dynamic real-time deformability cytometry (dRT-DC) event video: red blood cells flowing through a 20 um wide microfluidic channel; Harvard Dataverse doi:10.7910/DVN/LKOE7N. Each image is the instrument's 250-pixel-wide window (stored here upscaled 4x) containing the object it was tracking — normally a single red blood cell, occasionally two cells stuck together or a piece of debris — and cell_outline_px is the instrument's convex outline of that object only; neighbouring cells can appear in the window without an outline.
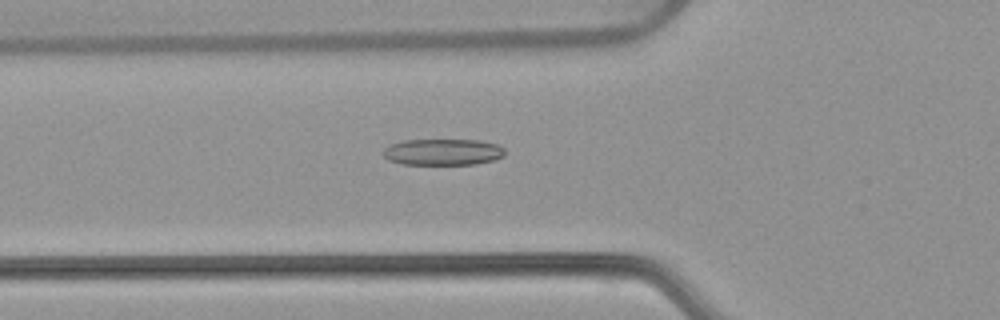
{"species": "common noctule bat (a hibernating species)", "species_latin": "Nyctalus noctula", "temperature_condition": "warm", "stored_images_in_passage": 52, "camera_frame_rate_fps": 3000, "um_per_image_px": 0.085, "animal": {"sex": "female", "body_mass_g": 22.7, "forearm_length_mm": 54.2}, "frame": {"image": 1, "passage_image": 17, "time_ms": 5.333, "image_size_px": [1000, 320], "cell_outline_px": [[504, 156], [496, 160], [476, 164], [404, 164], [388, 160], [384, 156], [384, 148], [388, 144], [400, 140], [480, 140], [500, 144], [504, 148]], "centroid_in_image_um": [37.67, 12.91], "position_along_channel_um": 88.1, "area_um2": 18.96}}
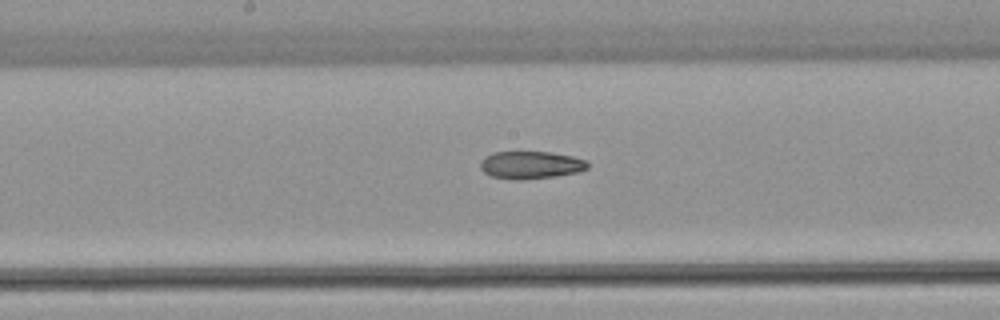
{"frame": {"image": 2, "passage_image": 26, "time_ms": 8.333, "image_size_px": [1000, 320], "cell_outline_px": [[588, 168], [580, 172], [556, 176], [520, 180], [512, 180], [492, 176], [484, 172], [480, 168], [480, 160], [484, 156], [492, 152], [552, 152], [572, 156], [588, 160]], "centroid_in_image_um": [45.11, 14.02], "position_along_channel_um": 203.1, "area_um2": 17.51}}
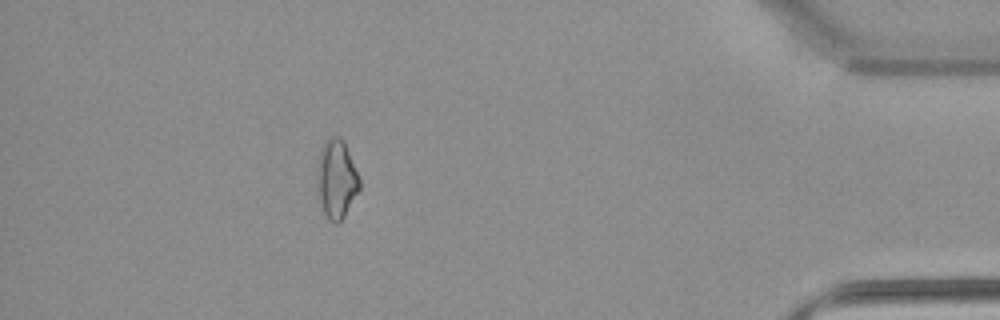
{"frame": {"image": 3, "passage_image": 46, "time_ms": 15.0, "image_size_px": [1000, 320], "cell_outline_px": [[360, 188], [344, 216], [336, 224], [328, 220], [320, 204], [316, 188], [316, 164], [324, 140], [332, 136], [336, 136], [344, 140], [360, 176]], "centroid_in_image_um": [28.58, 15.19], "position_along_channel_um": 406.6, "area_um2": 19.88}, "authors_computed_cell_mechanics": {"area_um2": 18.9584, "velocity_mm_per_s": 3.8082, "shape_relaxation_time_tau1_ms": null, "shape_relaxation_time_tau2_ms": 6.7516, "deformation_change_tau1": null, "deformation_change_tau2": 0.1583}}